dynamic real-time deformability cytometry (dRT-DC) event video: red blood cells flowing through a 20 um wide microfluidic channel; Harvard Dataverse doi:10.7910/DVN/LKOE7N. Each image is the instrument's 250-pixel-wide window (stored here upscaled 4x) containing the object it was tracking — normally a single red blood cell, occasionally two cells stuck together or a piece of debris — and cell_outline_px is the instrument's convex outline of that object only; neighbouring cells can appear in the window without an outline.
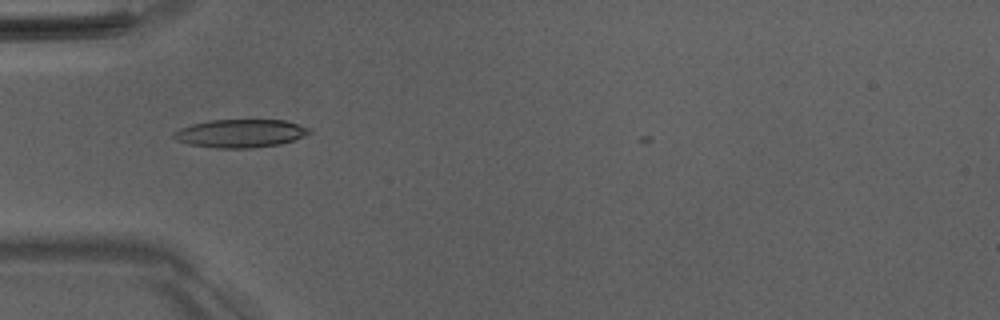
{"species": "Egyptian fruit bat (a non-hibernating species)", "species_latin": "Rousettus aegyptiacus", "temperature_condition": "room temperature", "stored_images_in_passage": 33, "camera_frame_rate_fps": 3000, "um_per_image_px": 0.085, "animal": {"sex": "male"}, "frame": {"image": 1, "passage_image": 2, "time_ms": 0.333, "image_size_px": [1000, 320], "cell_outline_px": [[312, 132], [304, 136], [280, 144], [252, 148], [216, 148], [188, 144], [176, 140], [172, 136], [172, 132], [180, 128], [192, 124], [208, 120], [284, 120], [312, 128]], "centroid_in_image_um": [20.42, 11.33], "position_along_channel_um": 64.6, "area_um2": 22.37}}
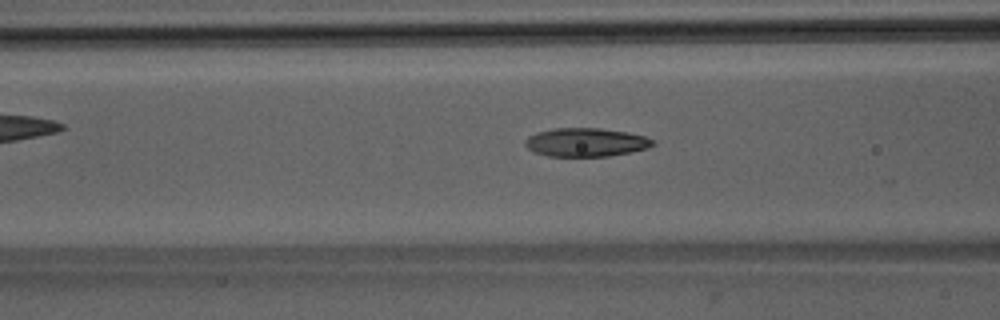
{"frame": {"image": 2, "passage_image": 6, "time_ms": 1.667, "image_size_px": [1000, 320], "cell_outline_px": [[656, 144], [648, 148], [632, 152], [608, 156], [548, 156], [536, 152], [528, 148], [524, 144], [524, 140], [528, 136], [536, 132], [552, 128], [600, 128], [628, 132], [644, 136], [652, 140]], "centroid_in_image_um": [49.79, 12.09], "position_along_channel_um": 116.8, "area_um2": 21.33}}